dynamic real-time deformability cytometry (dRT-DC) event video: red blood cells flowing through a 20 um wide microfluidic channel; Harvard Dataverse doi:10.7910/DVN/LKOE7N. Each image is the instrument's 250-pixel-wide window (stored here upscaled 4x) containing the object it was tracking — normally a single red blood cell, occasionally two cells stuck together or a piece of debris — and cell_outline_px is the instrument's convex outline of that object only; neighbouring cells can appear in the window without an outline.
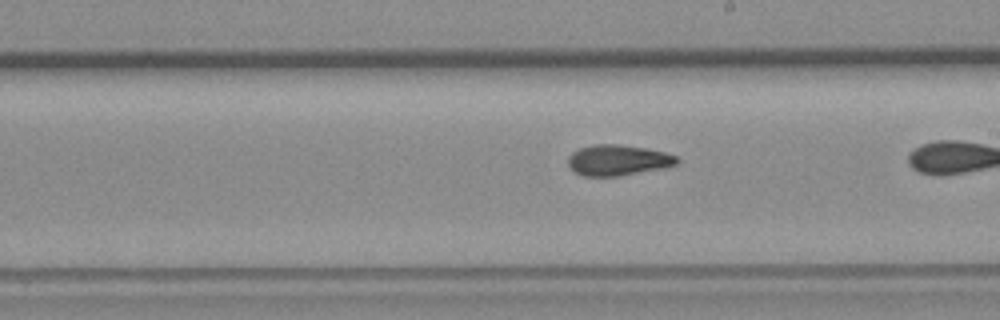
{"species": "common noctule bat (a hibernating species)", "species_latin": "Nyctalus noctula", "temperature_condition": "room temperature", "stored_images_in_passage": 16, "camera_frame_rate_fps": 3000, "um_per_image_px": 0.085, "animal": {"sex": "female", "body_mass_g": 19.3, "forearm_length_mm": 54.1}, "frame": {"image": 1, "passage_image": 14, "time_ms": 4.333, "image_size_px": [1000, 320], "cell_outline_px": [[680, 160], [676, 164], [664, 168], [620, 176], [584, 176], [576, 172], [568, 164], [568, 156], [572, 152], [580, 148], [596, 144], [616, 144], [644, 148], [664, 152], [676, 156]], "centroid_in_image_um": [52.53, 13.62], "position_along_channel_um": 236.5, "area_um2": 19.36}}